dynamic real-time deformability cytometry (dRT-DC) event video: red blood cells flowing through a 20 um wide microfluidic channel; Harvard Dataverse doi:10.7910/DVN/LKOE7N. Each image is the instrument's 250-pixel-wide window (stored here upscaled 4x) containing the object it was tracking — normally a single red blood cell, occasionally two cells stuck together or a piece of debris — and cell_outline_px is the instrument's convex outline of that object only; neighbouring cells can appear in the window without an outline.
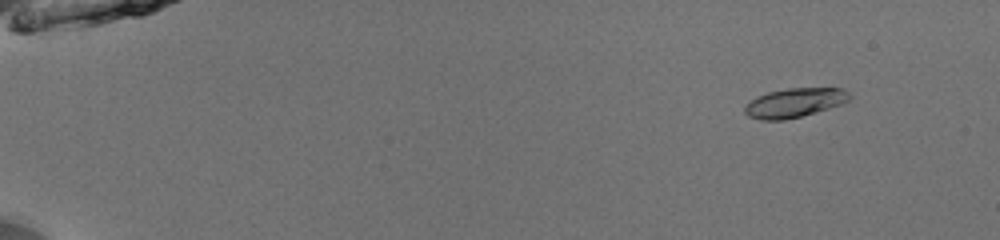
{"species": "common noctule bat (a hibernating species)", "species_latin": "Nyctalus noctula", "temperature_condition": "room temperature", "stored_images_in_passage": 54, "camera_frame_rate_fps": 3000, "um_per_image_px": 0.085, "animal": {"sex": "male", "body_mass_g": 13.0, "forearm_length_mm": 53.1}, "frame": {"image": 1, "passage_image": 7, "time_ms": 2.0, "image_size_px": [1000, 240], "cell_outline_px": [[852, 96], [848, 100], [840, 104], [828, 108], [800, 116], [784, 120], [760, 120], [748, 116], [744, 112], [744, 108], [756, 96], [768, 92], [788, 88], [840, 88], [848, 92]], "centroid_in_image_um": [67.51, 8.73], "position_along_channel_um": 17.5, "area_um2": 17.57}}
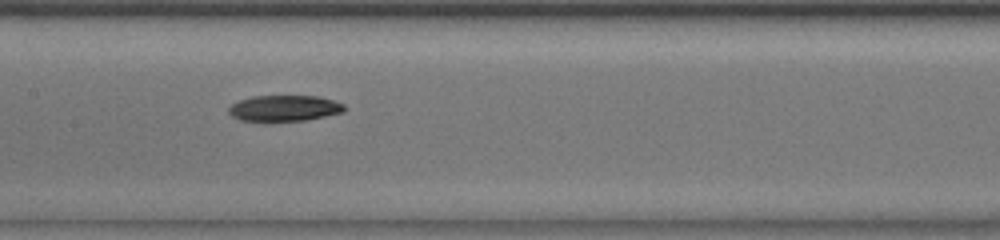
{"frame": {"image": 2, "passage_image": 30, "time_ms": 9.667, "image_size_px": [1000, 240], "cell_outline_px": [[344, 112], [304, 120], [240, 120], [232, 116], [228, 112], [228, 108], [236, 100], [252, 96], [316, 96], [332, 100], [344, 104]], "centroid_in_image_um": [24.13, 9.18], "position_along_channel_um": 183.3, "area_um2": 17.22}}
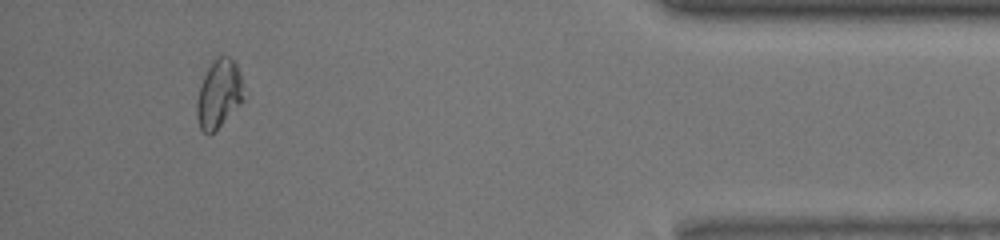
{"frame": {"image": 3, "passage_image": 51, "time_ms": 16.667, "image_size_px": [1000, 240], "cell_outline_px": [[244, 100], [208, 136], [200, 128], [196, 116], [196, 104], [200, 84], [212, 60], [216, 56], [228, 56], [236, 64], [240, 72]], "centroid_in_image_um": [18.58, 7.95], "position_along_channel_um": 416.6, "area_um2": 18.44}, "authors_computed_cell_mechanics": {"area_um2": 17.9758, "velocity_mm_per_s": 3.9628, "shape_relaxation_time_tau1_ms": 5.0078, "shape_relaxation_time_tau2_ms": 2.3334, "deformation_change_tau1": 0.1202, "deformation_change_tau2": 0.0867}}